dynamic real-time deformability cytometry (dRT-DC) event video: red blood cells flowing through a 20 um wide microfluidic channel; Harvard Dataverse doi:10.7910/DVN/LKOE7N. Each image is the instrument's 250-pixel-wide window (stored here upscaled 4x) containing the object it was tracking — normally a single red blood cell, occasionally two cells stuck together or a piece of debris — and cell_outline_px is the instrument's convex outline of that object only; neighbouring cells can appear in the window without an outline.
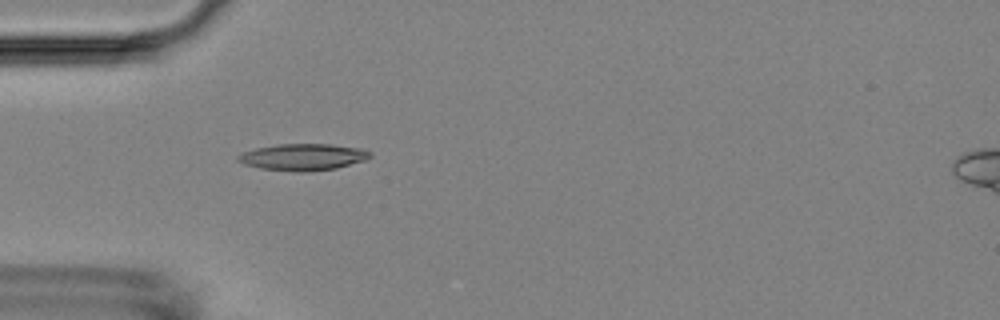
{"species": "Egyptian fruit bat (a non-hibernating species)", "species_latin": "Rousettus aegyptiacus", "temperature_condition": "room temperature", "stored_images_in_passage": 29, "camera_frame_rate_fps": 3000, "um_per_image_px": 0.085, "animal": {"sex": "female"}, "frame": {"image": 1, "passage_image": 1, "time_ms": 0.0, "image_size_px": [1000, 320], "cell_outline_px": [[372, 156], [364, 160], [336, 168], [308, 172], [296, 172], [260, 168], [244, 164], [236, 160], [236, 156], [244, 152], [256, 148], [280, 144], [332, 144], [364, 148], [372, 152]], "centroid_in_image_um": [25.78, 13.34], "position_along_channel_um": 59.2, "area_um2": 20.63}}
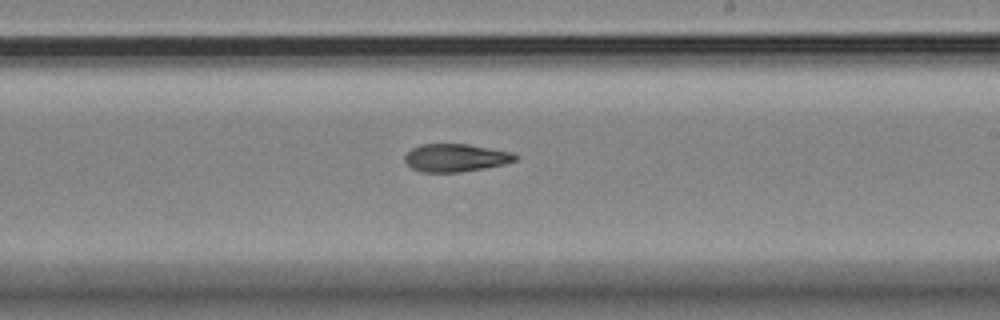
{"frame": {"image": 2, "passage_image": 17, "time_ms": 5.333, "image_size_px": [1000, 320], "cell_outline_px": [[520, 156], [516, 160], [504, 164], [484, 168], [460, 172], [420, 172], [412, 168], [404, 160], [404, 156], [412, 148], [420, 144], [468, 144], [512, 152]], "centroid_in_image_um": [38.74, 13.41], "position_along_channel_um": 250.3, "area_um2": 17.98}}
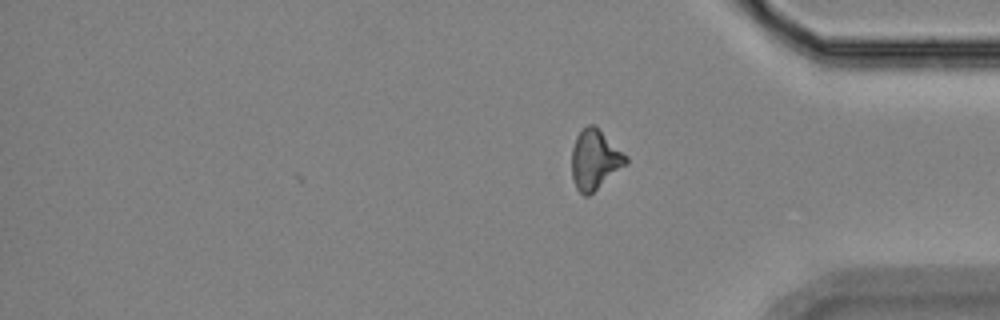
{"frame": {"image": 3, "passage_image": 29, "time_ms": 9.333, "image_size_px": [1000, 320], "cell_outline_px": [[628, 164], [588, 196], [584, 196], [576, 188], [572, 176], [572, 148], [576, 136], [588, 124], [596, 124], [628, 156]], "centroid_in_image_um": [50.59, 13.55], "position_along_channel_um": 384.6, "area_um2": 19.13}, "authors_computed_cell_mechanics": {"area_um2": 18.1492, "velocity_mm_per_s": 3.6288, "shape_relaxation_time_tau1_ms": null, "shape_relaxation_time_tau2_ms": 11.3267, "deformation_change_tau1": null, "deformation_change_tau2": 0.2341}}